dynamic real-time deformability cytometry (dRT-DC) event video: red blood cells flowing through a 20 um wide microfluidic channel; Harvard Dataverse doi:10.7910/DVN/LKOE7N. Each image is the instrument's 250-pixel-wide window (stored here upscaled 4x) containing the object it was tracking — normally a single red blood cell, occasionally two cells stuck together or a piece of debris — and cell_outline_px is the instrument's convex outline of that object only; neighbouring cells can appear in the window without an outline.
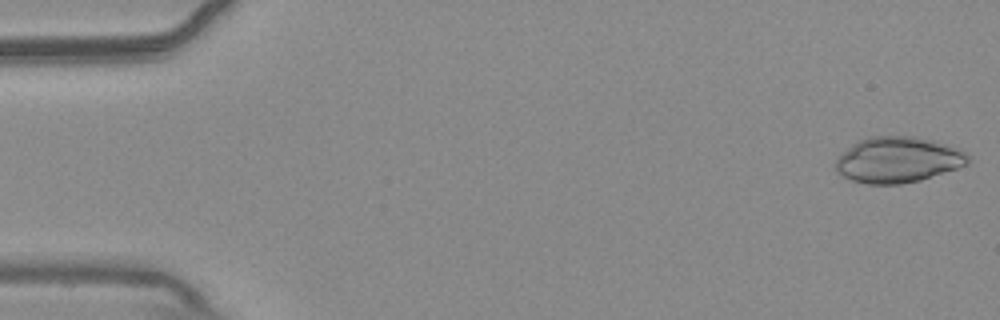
{"species": "common noctule bat (a hibernating species)", "species_latin": "Nyctalus noctula", "temperature_condition": "warm", "stored_images_in_passage": 53, "camera_frame_rate_fps": 3000, "um_per_image_px": 0.085, "animal": {"sex": "male", "body_mass_g": 20.4}, "frame": {"image": 1, "passage_image": 1, "time_ms": 0.0, "image_size_px": [1000, 320], "cell_outline_px": [[968, 164], [920, 180], [900, 184], [868, 184], [852, 180], [836, 172], [836, 160], [852, 144], [868, 136], [912, 136], [932, 140], [960, 148], [968, 156]], "centroid_in_image_um": [76.32, 13.58], "position_along_channel_um": 8.7, "area_um2": 35.03}}
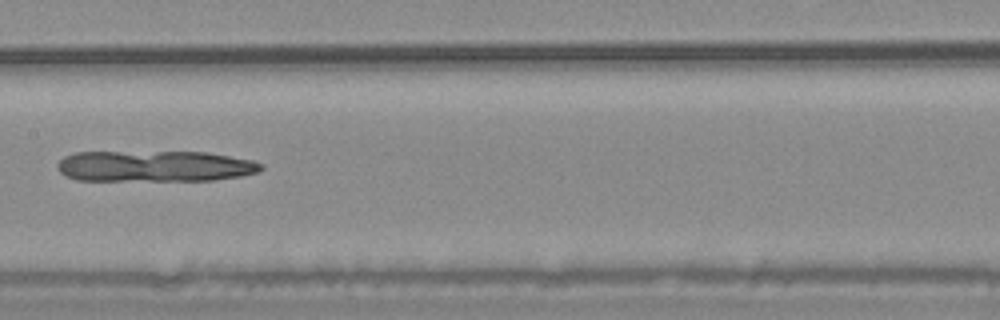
{"frame": {"image": 2, "passage_image": 27, "time_ms": 8.667, "image_size_px": [1000, 320], "cell_outline_px": [[264, 168], [256, 172], [240, 176], [212, 180], [76, 180], [64, 176], [56, 168], [56, 164], [64, 156], [76, 152], [208, 152], [252, 160], [264, 164]], "centroid_in_image_um": [13.12, 14.12], "position_along_channel_um": 194.3, "area_um2": 36.99}}